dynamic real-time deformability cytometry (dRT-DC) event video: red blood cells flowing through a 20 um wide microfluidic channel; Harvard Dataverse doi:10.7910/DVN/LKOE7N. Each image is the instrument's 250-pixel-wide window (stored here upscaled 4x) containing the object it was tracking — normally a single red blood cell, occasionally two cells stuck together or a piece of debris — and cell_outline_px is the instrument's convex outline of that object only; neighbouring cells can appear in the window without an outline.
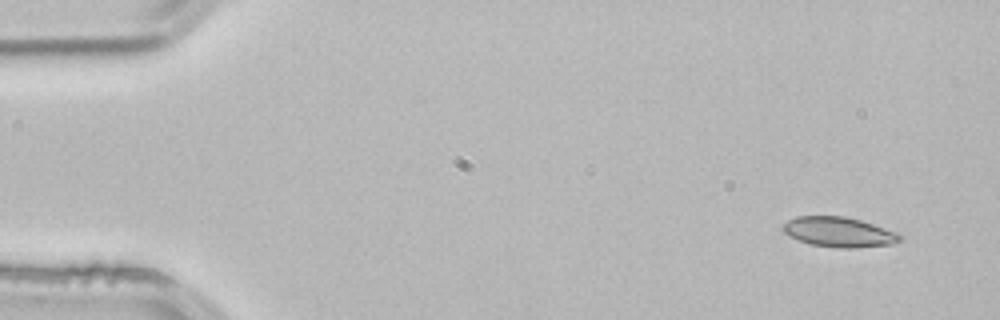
{"species": "common noctule bat (a hibernating species)", "species_latin": "Nyctalus noctula", "temperature_condition": "room temperature", "stored_images_in_passage": 4, "segment_of_instrument_passage": [2, 2], "camera_frame_rate_fps": 3000, "um_per_image_px": 0.085, "animal": {"sex": "male", "body_mass_g": 21.5, "forearm_length_mm": 52.0}, "frame": {"image": 1, "passage_image": 4, "time_ms": 1.0, "image_size_px": [1000, 320], "cell_outline_px": [[904, 240], [892, 244], [852, 248], [836, 248], [812, 244], [800, 240], [784, 232], [780, 228], [780, 224], [796, 216], [844, 216], [860, 220], [896, 232], [904, 236]], "centroid_in_image_um": [71.31, 19.72], "position_along_channel_um": 13.7, "area_um2": 20.46}}